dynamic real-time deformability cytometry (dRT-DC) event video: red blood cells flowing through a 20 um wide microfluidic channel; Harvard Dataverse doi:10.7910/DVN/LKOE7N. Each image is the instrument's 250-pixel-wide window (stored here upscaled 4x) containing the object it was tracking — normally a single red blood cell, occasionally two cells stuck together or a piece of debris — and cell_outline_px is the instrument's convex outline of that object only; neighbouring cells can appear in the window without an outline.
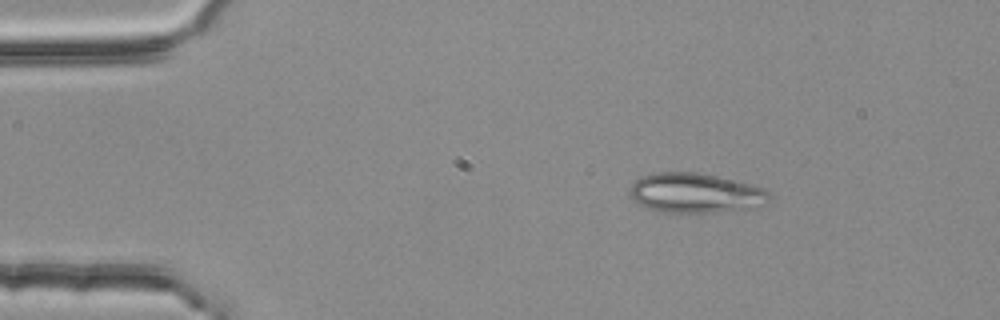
{"species": "common noctule bat (a hibernating species)", "species_latin": "Nyctalus noctula", "temperature_condition": "room temperature", "stored_images_in_passage": 2, "camera_frame_rate_fps": 3000, "um_per_image_px": 0.085, "animal": {"sex": "female", "body_mass_g": 25.1}, "frame": {"image": 1, "passage_image": 1, "time_ms": 0.0, "image_size_px": [1000, 320], "cell_outline_px": [[772, 196], [764, 204], [716, 212], [668, 212], [652, 208], [640, 204], [632, 200], [628, 192], [628, 188], [640, 176], [656, 172], [696, 172], [716, 176], [764, 188]], "centroid_in_image_um": [59.04, 16.38], "position_along_channel_um": 26.0, "area_um2": 31.73}}